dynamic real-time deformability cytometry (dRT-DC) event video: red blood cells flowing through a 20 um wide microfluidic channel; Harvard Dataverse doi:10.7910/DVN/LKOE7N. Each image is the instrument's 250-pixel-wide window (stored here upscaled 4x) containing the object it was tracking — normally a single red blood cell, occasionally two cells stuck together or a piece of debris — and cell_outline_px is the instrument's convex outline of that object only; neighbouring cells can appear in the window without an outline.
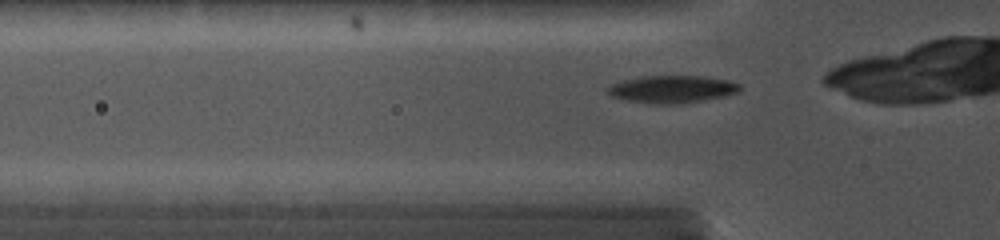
{"species": "common noctule bat (a hibernating species)", "species_latin": "Nyctalus noctula", "temperature_condition": "cold", "stored_images_in_passage": 30, "camera_frame_rate_fps": 5000, "um_per_image_px": 0.085, "animal": {"sex": "female", "body_mass_g": 19.0, "forearm_length_mm": 56.7}, "frame": {"image": 1, "passage_image": 4, "time_ms": 1.0, "image_size_px": [1000, 240], "cell_outline_px": [[740, 88], [736, 92], [720, 96], [696, 100], [632, 100], [612, 96], [608, 92], [608, 88], [612, 84], [620, 80], [640, 76], [704, 76], [728, 80], [740, 84]], "centroid_in_image_um": [57.12, 7.48], "position_along_channel_um": 68.7, "area_um2": 19.31}}
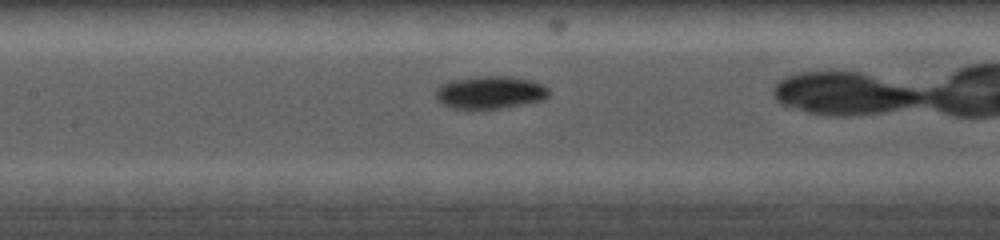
{"frame": {"image": 2, "passage_image": 11, "time_ms": 3.4, "image_size_px": [1000, 240], "cell_outline_px": [[548, 96], [540, 100], [496, 108], [456, 108], [444, 104], [436, 96], [436, 88], [440, 84], [452, 80], [476, 76], [512, 76], [532, 80], [548, 88]], "centroid_in_image_um": [41.64, 7.82], "position_along_channel_um": 165.8, "area_um2": 21.04}}
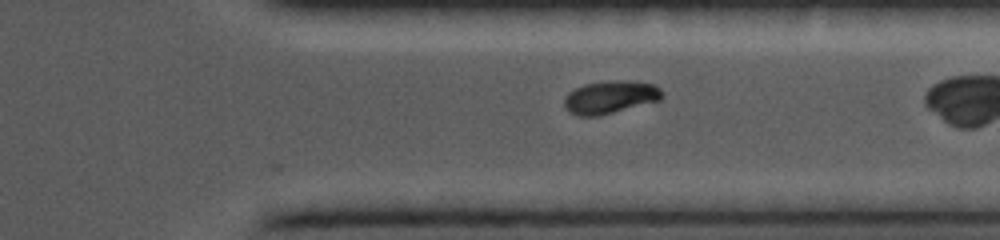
{"frame": {"image": 3, "passage_image": 27, "time_ms": 8.2, "image_size_px": [1000, 240], "cell_outline_px": [[664, 96], [660, 100], [596, 116], [580, 116], [568, 112], [564, 108], [564, 96], [568, 92], [584, 84], [612, 80], [628, 80], [656, 84], [664, 92]], "centroid_in_image_um": [51.87, 8.24], "position_along_channel_um": 359.5, "area_um2": 18.84}}